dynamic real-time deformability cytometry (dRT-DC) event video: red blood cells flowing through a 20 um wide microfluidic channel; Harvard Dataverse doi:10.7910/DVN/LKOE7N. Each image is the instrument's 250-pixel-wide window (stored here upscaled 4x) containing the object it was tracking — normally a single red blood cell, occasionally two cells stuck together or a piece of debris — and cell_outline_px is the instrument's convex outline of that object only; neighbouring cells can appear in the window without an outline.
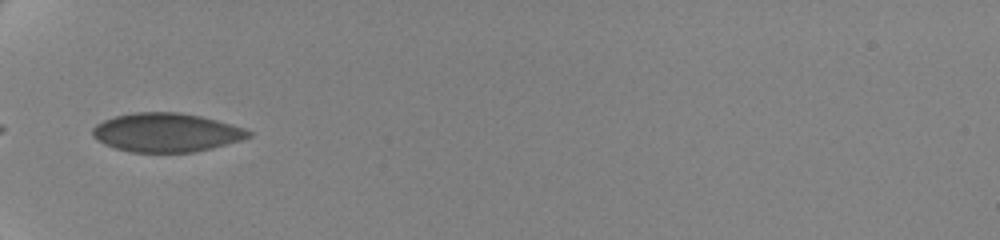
{"species": "human", "species_latin": "Homo sapiens", "temperature_condition": "cold", "stored_images_in_passage": 37, "camera_frame_rate_fps": 3000, "um_per_image_px": 0.085, "donor": {"sex": "female"}, "frame": {"image": 1, "passage_image": 1, "time_ms": 0.0, "image_size_px": [1000, 240], "cell_outline_px": [[252, 136], [240, 140], [212, 148], [192, 152], [132, 152], [116, 148], [104, 144], [96, 140], [92, 136], [92, 128], [96, 124], [104, 120], [116, 116], [136, 112], [180, 112], [200, 116], [232, 124], [244, 128], [252, 132]], "centroid_in_image_um": [14.12, 11.26], "position_along_channel_um": 70.9, "area_um2": 35.2}}
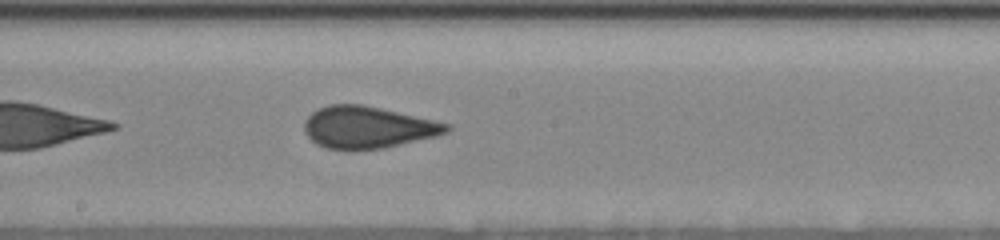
{"frame": {"image": 2, "passage_image": 14, "time_ms": 4.333, "image_size_px": [1000, 240], "cell_outline_px": [[452, 128], [448, 132], [436, 136], [384, 148], [328, 148], [316, 144], [304, 132], [304, 120], [312, 112], [328, 104], [364, 104], [452, 124]], "centroid_in_image_um": [31.28, 10.79], "position_along_channel_um": 216.9, "area_um2": 34.51}}
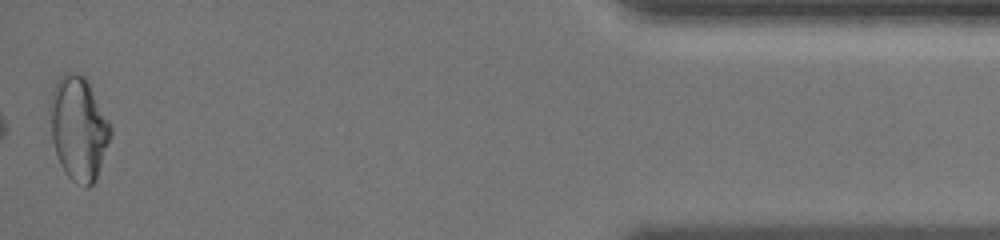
{"frame": {"image": 3, "passage_image": 37, "time_ms": 12.0, "image_size_px": [1000, 240], "cell_outline_px": [[112, 136], [96, 180], [88, 188], [84, 188], [76, 184], [64, 172], [60, 164], [52, 140], [48, 112], [48, 104], [56, 80], [64, 72], [76, 72], [84, 76], [108, 120], [112, 128]], "centroid_in_image_um": [6.66, 10.93], "position_along_channel_um": 428.5, "area_um2": 36.99}, "authors_computed_cell_mechanics": {"area_um2": 34.6222, "velocity_mm_per_s": 3.5086, "shape_relaxation_time_tau1_ms": 9.8108, "shape_relaxation_time_tau2_ms": 0.3682, "deformation_change_tau1": 0.1442, "deformation_change_tau2": 0.0484}}